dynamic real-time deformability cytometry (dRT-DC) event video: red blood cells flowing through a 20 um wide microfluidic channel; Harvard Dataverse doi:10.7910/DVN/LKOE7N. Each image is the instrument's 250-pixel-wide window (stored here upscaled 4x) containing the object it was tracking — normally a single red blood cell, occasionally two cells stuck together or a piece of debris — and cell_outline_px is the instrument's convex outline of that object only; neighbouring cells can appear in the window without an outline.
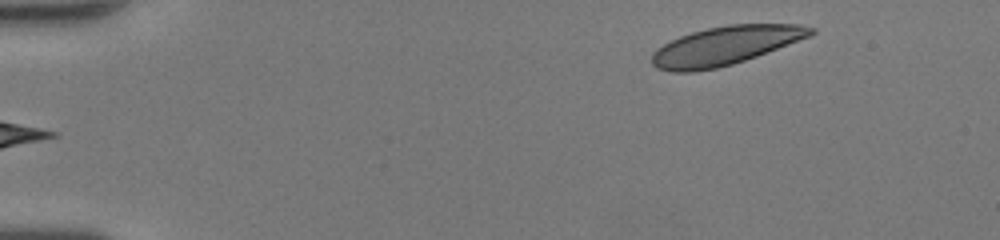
{"species": "human", "species_latin": "Homo sapiens", "temperature_condition": "room temperature", "stored_images_in_passage": 46, "camera_frame_rate_fps": 3000, "um_per_image_px": 0.085, "donor": {"sex": "female"}, "frame": {"image": 1, "passage_image": 1, "time_ms": 0.0, "image_size_px": [1000, 240], "cell_outline_px": [[816, 32], [812, 36], [756, 56], [732, 64], [716, 68], [692, 72], [672, 72], [656, 68], [652, 64], [652, 52], [656, 48], [680, 36], [692, 32], [708, 28], [728, 24], [800, 24], [816, 28]], "centroid_in_image_um": [61.67, 3.88], "position_along_channel_um": 23.3, "area_um2": 35.78}}
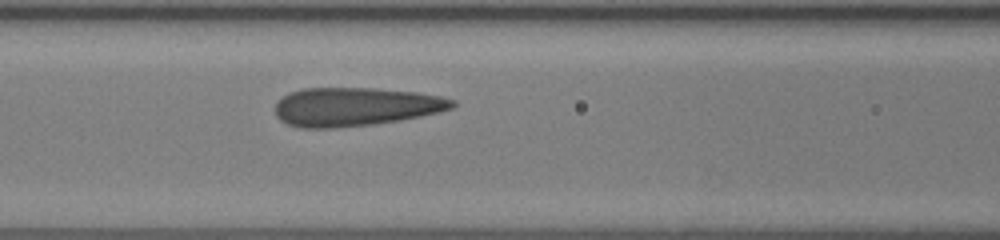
{"frame": {"image": 2, "passage_image": 19, "time_ms": 6.0, "image_size_px": [1000, 240], "cell_outline_px": [[456, 104], [452, 108], [440, 112], [400, 120], [372, 124], [336, 128], [300, 128], [288, 124], [280, 120], [276, 116], [276, 100], [288, 92], [304, 88], [372, 88], [416, 92], [440, 96], [456, 100]], "centroid_in_image_um": [30.18, 9.07], "position_along_channel_um": 136.4, "area_um2": 40.06}}
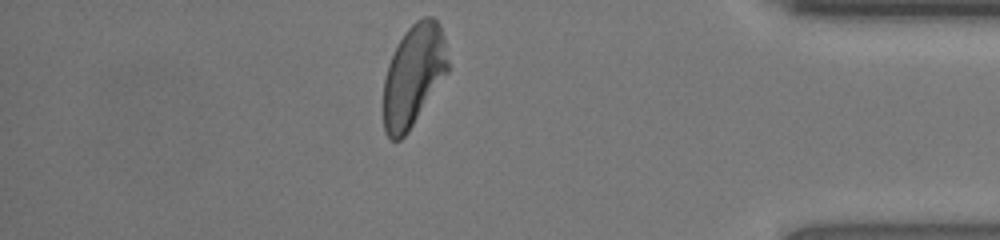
{"frame": {"image": 3, "passage_image": 40, "time_ms": 13.0, "image_size_px": [1000, 240], "cell_outline_px": [[448, 72], [408, 132], [400, 140], [392, 140], [384, 132], [384, 80], [388, 64], [404, 32], [416, 20], [424, 16], [432, 16], [440, 24], [444, 36], [448, 60]], "centroid_in_image_um": [35.16, 6.4], "position_along_channel_um": 400.0, "area_um2": 38.03}, "authors_computed_cell_mechanics": {"area_um2": 38.9283, "velocity_mm_per_s": 4.2166, "shape_relaxation_time_tau1_ms": 8.5396, "shape_relaxation_time_tau2_ms": 0.7809, "deformation_change_tau1": 0.2356, "deformation_change_tau2": 0.0812}}